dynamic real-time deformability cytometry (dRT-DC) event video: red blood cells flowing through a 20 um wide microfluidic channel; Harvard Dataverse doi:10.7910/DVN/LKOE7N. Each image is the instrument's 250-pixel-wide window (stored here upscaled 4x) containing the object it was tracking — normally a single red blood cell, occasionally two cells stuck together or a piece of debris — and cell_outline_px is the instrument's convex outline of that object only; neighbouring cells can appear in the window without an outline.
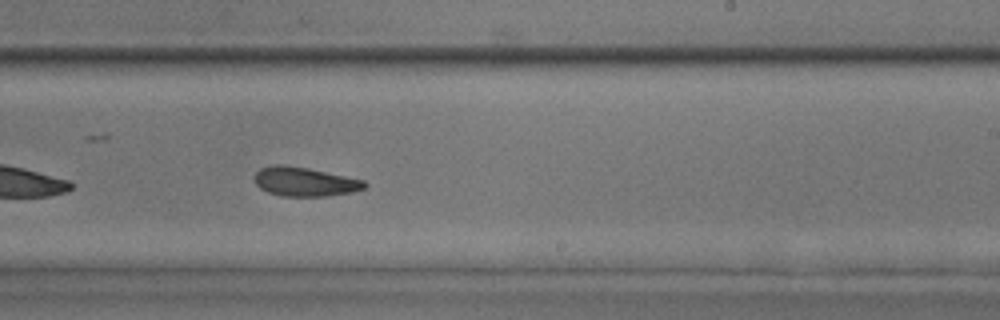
{"species": "common noctule bat (a hibernating species)", "species_latin": "Nyctalus noctula", "temperature_condition": "room temperature", "stored_images_in_passage": 43, "camera_frame_rate_fps": 3000, "um_per_image_px": 0.085, "animal": {"sex": "male", "body_mass_g": 17.9, "forearm_length_mm": 54.2}, "frame": {"image": 1, "passage_image": 25, "time_ms": 8.0, "image_size_px": [1000, 320], "cell_outline_px": [[368, 184], [364, 188], [352, 192], [328, 196], [280, 196], [268, 192], [260, 188], [256, 184], [256, 172], [260, 168], [272, 164], [284, 164], [308, 168], [364, 180]], "centroid_in_image_um": [25.89, 15.44], "position_along_channel_um": 263.1, "area_um2": 18.67}}
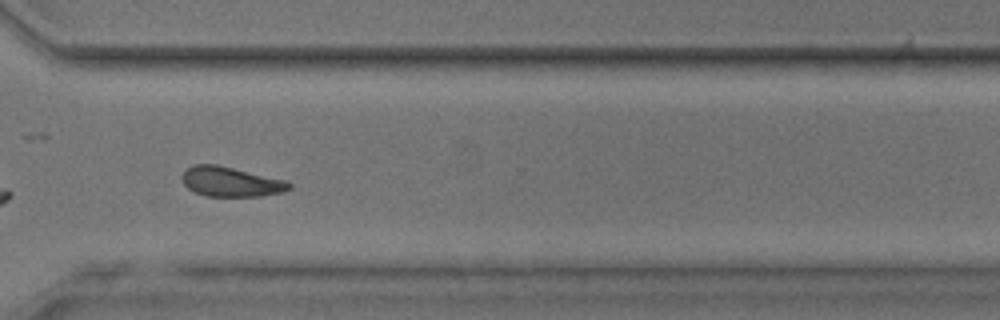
{"frame": {"image": 2, "passage_image": 31, "time_ms": 10.0, "image_size_px": [1000, 320], "cell_outline_px": [[292, 188], [284, 192], [260, 196], [204, 196], [188, 188], [184, 184], [180, 176], [192, 164], [216, 164], [284, 180], [292, 184]], "centroid_in_image_um": [19.6, 15.45], "position_along_channel_um": 351.0, "area_um2": 18.5}}
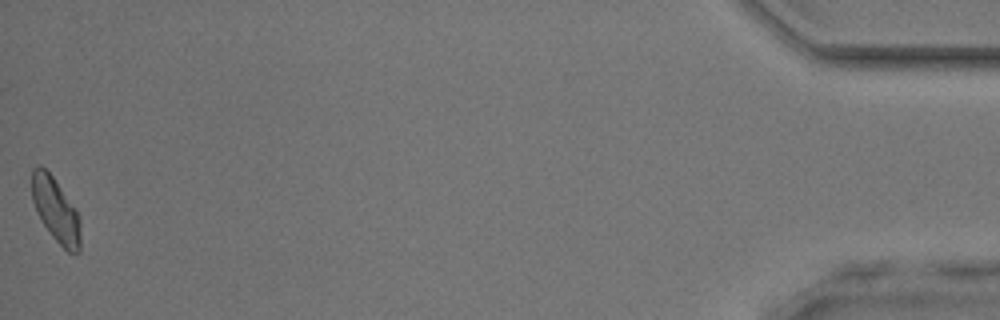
{"frame": {"image": 3, "passage_image": 43, "time_ms": 14.0, "image_size_px": [1000, 320], "cell_outline_px": [[80, 252], [68, 252], [52, 236], [44, 224], [32, 200], [32, 168], [36, 164], [40, 164], [52, 176], [76, 208], [80, 216]], "centroid_in_image_um": [4.75, 17.82], "position_along_channel_um": 430.4, "area_um2": 18.03}}